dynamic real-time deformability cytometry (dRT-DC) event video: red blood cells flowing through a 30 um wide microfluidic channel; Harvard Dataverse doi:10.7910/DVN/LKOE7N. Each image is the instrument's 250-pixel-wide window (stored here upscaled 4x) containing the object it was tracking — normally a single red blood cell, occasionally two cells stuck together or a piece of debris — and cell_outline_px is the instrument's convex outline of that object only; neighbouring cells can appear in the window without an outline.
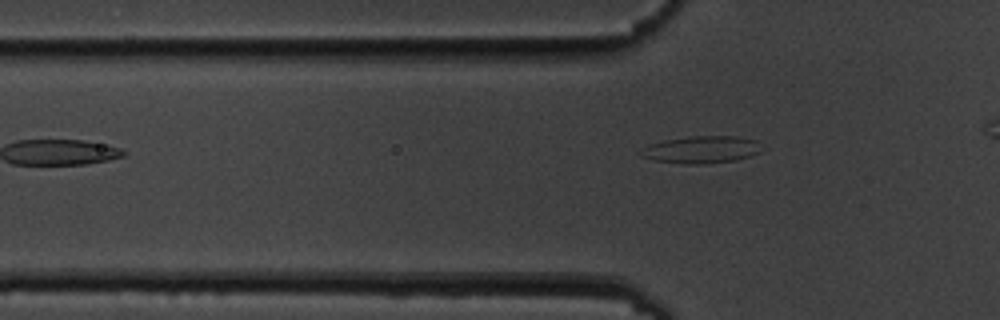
{"species": "common noctule bat (a hibernating species)", "species_latin": "Nyctalus noctula", "temperature_condition": "cold", "stored_images_in_passage": 3, "camera_frame_rate_fps": 3000, "um_per_image_px": 0.085, "animal": {"sex": "male", "body_mass_g": 19.5, "forearm_length_mm": 54.6}, "frame": {"image": 1, "passage_image": 3, "time_ms": 2.333, "image_size_px": [1000, 320], "cell_outline_px": [[760, 152], [736, 160], [708, 164], [684, 164], [652, 160], [640, 156], [636, 152], [648, 144], [664, 140], [692, 136], [736, 136], [756, 140]], "centroid_in_image_um": [59.52, 12.72], "position_along_channel_um": 66.3, "area_um2": 19.31}}